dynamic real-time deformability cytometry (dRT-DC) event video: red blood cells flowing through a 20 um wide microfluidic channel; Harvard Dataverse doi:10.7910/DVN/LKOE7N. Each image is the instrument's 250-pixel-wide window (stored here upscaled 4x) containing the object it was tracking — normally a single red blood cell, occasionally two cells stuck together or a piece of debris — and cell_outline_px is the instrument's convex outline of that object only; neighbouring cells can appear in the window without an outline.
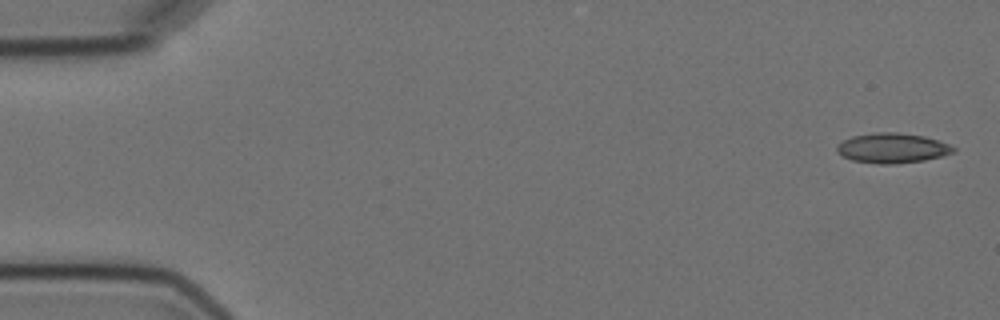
{"species": "Egyptian fruit bat (a non-hibernating species)", "species_latin": "Rousettus aegyptiacus", "temperature_condition": "cold", "stored_images_in_passage": 5, "camera_frame_rate_fps": 3000, "um_per_image_px": 0.085, "animal": {"sex": "female"}, "frame": {"image": 1, "passage_image": 1, "time_ms": 0.0, "image_size_px": [1000, 320], "cell_outline_px": [[956, 152], [944, 156], [924, 160], [896, 164], [876, 164], [852, 160], [840, 156], [836, 152], [836, 148], [844, 140], [852, 136], [876, 132], [896, 132], [924, 136], [948, 144], [956, 148]], "centroid_in_image_um": [75.84, 12.6], "position_along_channel_um": 9.2, "area_um2": 20.46}}